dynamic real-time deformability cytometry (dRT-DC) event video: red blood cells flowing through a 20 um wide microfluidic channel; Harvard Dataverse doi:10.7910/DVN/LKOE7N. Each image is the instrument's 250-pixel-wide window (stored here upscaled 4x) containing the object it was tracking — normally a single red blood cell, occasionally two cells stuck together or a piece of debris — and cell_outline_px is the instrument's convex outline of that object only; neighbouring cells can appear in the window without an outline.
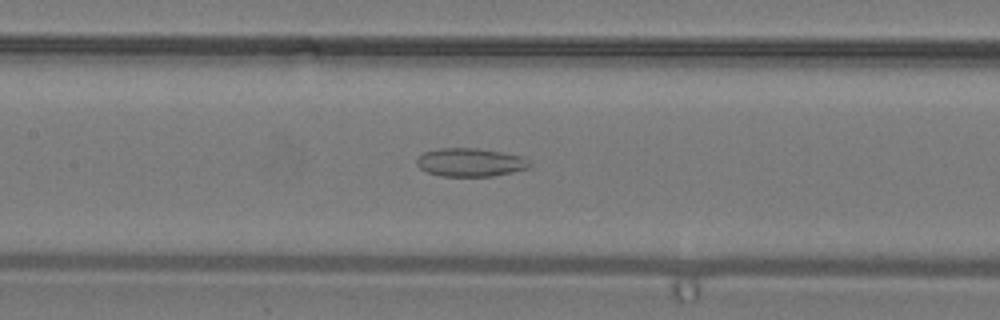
{"species": "common noctule bat (a hibernating species)", "species_latin": "Nyctalus noctula", "temperature_condition": "warm", "stored_images_in_passage": 33, "segment_of_instrument_passage": [1, 2], "camera_frame_rate_fps": 3000, "um_per_image_px": 0.085, "animal": {"sex": "male", "body_mass_g": 19.2, "forearm_length_mm": 51.8}, "frame": {"image": 1, "passage_image": 18, "time_ms": 5.667, "image_size_px": [1000, 320], "cell_outline_px": [[532, 168], [492, 176], [444, 176], [428, 172], [420, 168], [416, 164], [416, 160], [424, 152], [440, 148], [476, 148], [524, 156], [532, 164]], "centroid_in_image_um": [40.03, 13.8], "position_along_channel_um": 167.4, "area_um2": 18.67}}
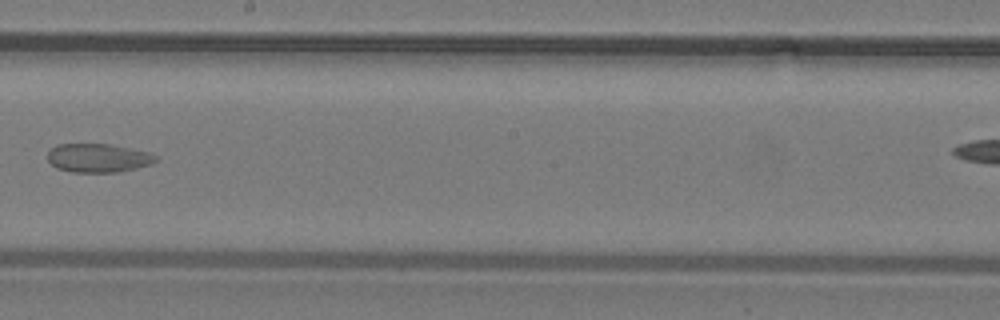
{"frame": {"image": 2, "passage_image": 22, "time_ms": 7.0, "image_size_px": [1000, 320], "cell_outline_px": [[156, 160], [152, 164], [116, 172], [72, 172], [56, 168], [48, 160], [48, 152], [56, 144], [108, 144], [132, 148], [152, 152], [156, 156]], "centroid_in_image_um": [8.35, 13.42], "position_along_channel_um": 239.9, "area_um2": 18.09}}
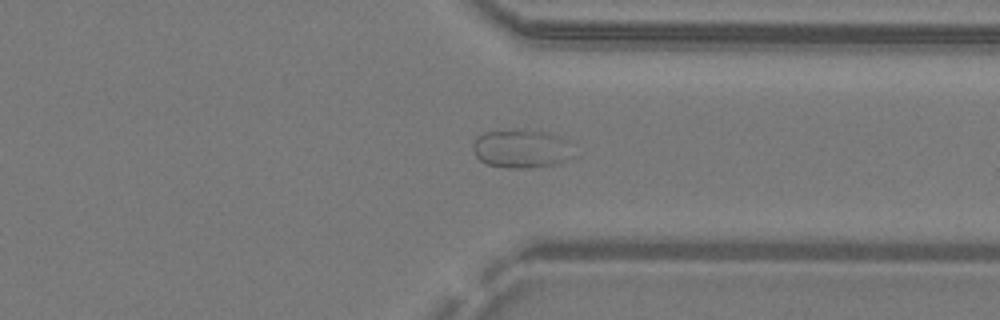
{"frame": {"image": 3, "passage_image": 29, "time_ms": 9.333, "image_size_px": [1000, 320], "cell_outline_px": [[580, 156], [556, 164], [520, 168], [508, 168], [488, 164], [480, 160], [476, 156], [472, 148], [472, 144], [476, 136], [484, 132], [548, 132], [568, 140]], "centroid_in_image_um": [44.41, 12.68], "position_along_channel_um": 367.0, "area_um2": 22.48}}